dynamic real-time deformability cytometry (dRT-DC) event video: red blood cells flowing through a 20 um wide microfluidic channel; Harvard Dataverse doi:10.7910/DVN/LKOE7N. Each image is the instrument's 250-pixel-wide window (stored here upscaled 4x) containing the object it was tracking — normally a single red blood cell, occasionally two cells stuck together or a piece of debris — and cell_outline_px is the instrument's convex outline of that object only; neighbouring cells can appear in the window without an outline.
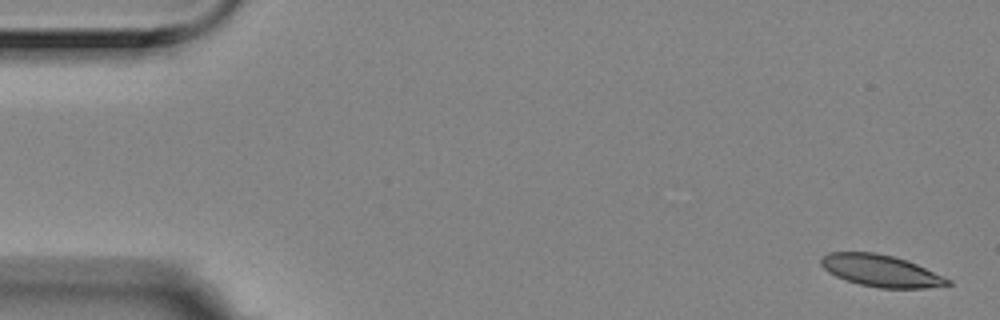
{"species": "Egyptian fruit bat (a non-hibernating species)", "species_latin": "Rousettus aegyptiacus", "temperature_condition": "room temperature", "stored_images_in_passage": 5, "segment_of_instrument_passage": [1, 2], "camera_frame_rate_fps": 3000, "um_per_image_px": 0.085, "animal": {"sex": "female"}, "frame": {"image": 1, "passage_image": 1, "time_ms": 0.0, "image_size_px": [1000, 320], "cell_outline_px": [[952, 284], [924, 288], [880, 288], [860, 284], [836, 276], [828, 272], [820, 264], [820, 256], [828, 252], [876, 252], [892, 256], [916, 264], [952, 280]], "centroid_in_image_um": [74.84, 23.0], "position_along_channel_um": 10.2, "area_um2": 23.35}}
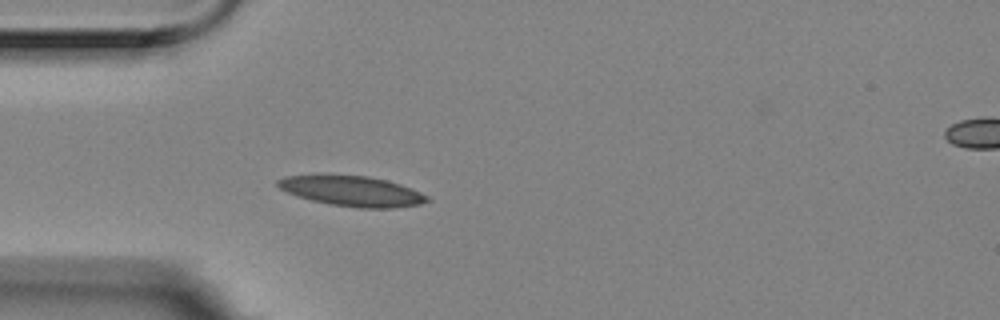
{"frame": {"image": 2, "passage_image": 4, "time_ms": 1.0, "image_size_px": [1000, 320], "cell_outline_px": [[432, 200], [420, 204], [392, 208], [360, 208], [332, 204], [312, 200], [296, 196], [280, 188], [276, 184], [276, 180], [284, 176], [368, 176], [400, 184], [420, 192], [428, 196]], "centroid_in_image_um": [29.95, 16.26], "position_along_channel_um": 55.0, "area_um2": 25.78}}